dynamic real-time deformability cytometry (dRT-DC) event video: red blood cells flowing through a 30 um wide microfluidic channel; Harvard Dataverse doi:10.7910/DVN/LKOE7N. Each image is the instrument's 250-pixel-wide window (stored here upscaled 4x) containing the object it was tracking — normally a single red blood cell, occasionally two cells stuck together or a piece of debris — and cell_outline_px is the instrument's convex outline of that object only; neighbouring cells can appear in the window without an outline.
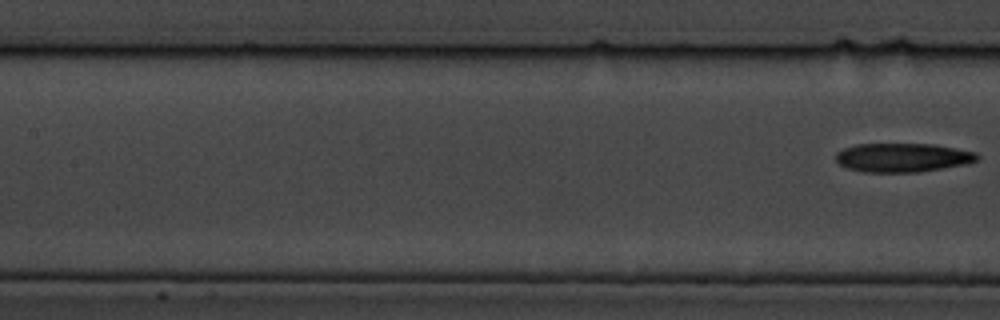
{"species": "common noctule bat (a hibernating species)", "species_latin": "Nyctalus noctula", "temperature_condition": "cold", "stored_images_in_passage": 9, "segment_of_instrument_passage": [2, 2], "camera_frame_rate_fps": 3000, "um_per_image_px": 0.085, "animal": {"sex": "male", "body_mass_g": 19.5, "forearm_length_mm": 54.6}, "frame": {"image": 1, "passage_image": 9, "time_ms": 10.0, "image_size_px": [1000, 320], "cell_outline_px": [[980, 156], [976, 160], [964, 164], [920, 172], [864, 172], [848, 168], [840, 164], [836, 160], [836, 152], [844, 148], [856, 144], [932, 144], [956, 148], [976, 152]], "centroid_in_image_um": [76.71, 13.39], "position_along_channel_um": 130.7, "area_um2": 23.7}}